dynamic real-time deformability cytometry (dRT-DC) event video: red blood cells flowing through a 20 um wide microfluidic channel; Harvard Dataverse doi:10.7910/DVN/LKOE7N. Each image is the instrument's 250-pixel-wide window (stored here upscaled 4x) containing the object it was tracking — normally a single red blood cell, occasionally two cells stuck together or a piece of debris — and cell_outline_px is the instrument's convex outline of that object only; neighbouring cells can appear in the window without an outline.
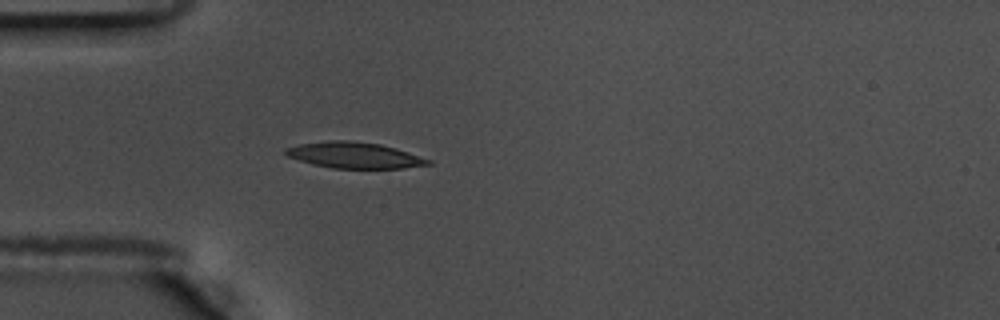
{"species": "common noctule bat (a hibernating species)", "species_latin": "Nyctalus noctula", "temperature_condition": "warm", "stored_images_in_passage": 41, "camera_frame_rate_fps": 3000, "um_per_image_px": 0.085, "animal": {"sex": "male", "body_mass_g": 17.5, "forearm_length_mm": 52.3}, "frame": {"image": 1, "passage_image": 1, "time_ms": 0.0, "image_size_px": [1000, 320], "cell_outline_px": [[432, 164], [404, 168], [332, 168], [312, 164], [288, 156], [284, 152], [284, 148], [300, 144], [332, 140], [348, 140], [380, 144], [396, 148], [432, 160]], "centroid_in_image_um": [30.14, 13.19], "position_along_channel_um": 54.9, "area_um2": 21.5}}
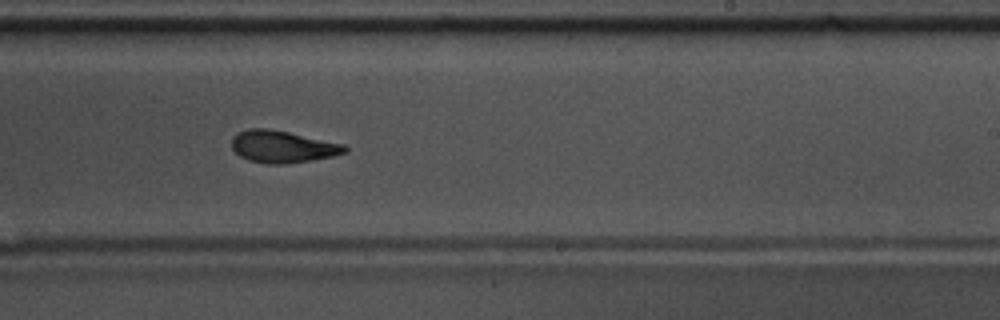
{"frame": {"image": 2, "passage_image": 19, "time_ms": 6.0, "image_size_px": [1000, 320], "cell_outline_px": [[348, 152], [332, 156], [308, 160], [280, 164], [268, 164], [248, 160], [240, 156], [232, 148], [232, 136], [248, 128], [268, 128], [288, 132], [344, 144], [348, 148]], "centroid_in_image_um": [24.0, 12.46], "position_along_channel_um": 265.0, "area_um2": 20.92}}
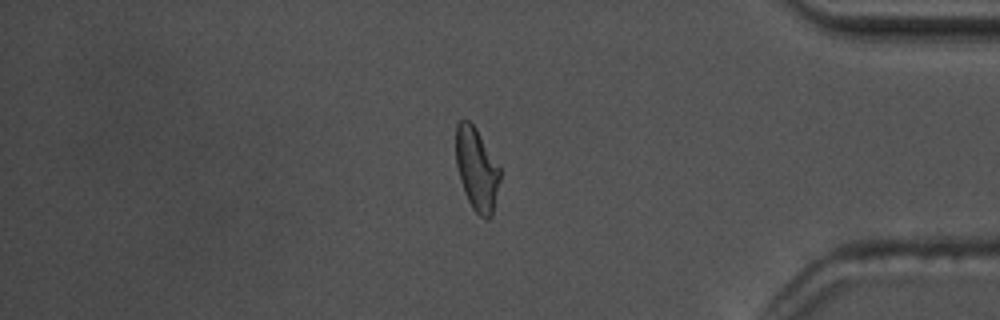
{"frame": {"image": 3, "passage_image": 32, "time_ms": 10.333, "image_size_px": [1000, 320], "cell_outline_px": [[500, 180], [492, 216], [488, 220], [484, 220], [472, 208], [464, 192], [460, 180], [456, 164], [456, 124], [460, 120], [468, 120], [476, 128], [500, 168]], "centroid_in_image_um": [40.52, 14.41], "position_along_channel_um": 394.7, "area_um2": 21.27}, "authors_computed_cell_mechanics": {"area_um2": 21.5016, "velocity_mm_per_s": 3.6296, "shape_relaxation_time_tau1_ms": 4.8545, "shape_relaxation_time_tau2_ms": 3.8761, "deformation_change_tau1": 0.1594, "deformation_change_tau2": 0.1062}}